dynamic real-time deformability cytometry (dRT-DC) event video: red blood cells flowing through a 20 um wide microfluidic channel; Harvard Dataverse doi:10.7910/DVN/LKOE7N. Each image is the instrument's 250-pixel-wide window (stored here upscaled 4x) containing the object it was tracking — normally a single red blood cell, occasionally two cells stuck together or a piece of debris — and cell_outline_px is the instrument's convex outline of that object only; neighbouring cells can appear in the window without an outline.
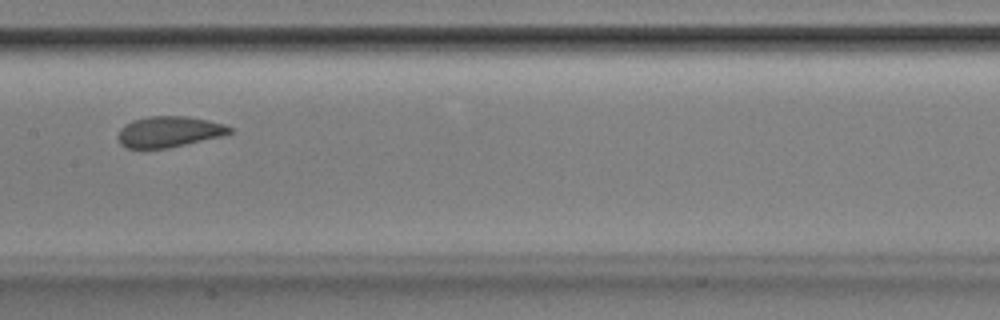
{"species": "Egyptian fruit bat (a non-hibernating species)", "species_latin": "Rousettus aegyptiacus", "temperature_condition": "room temperature", "stored_images_in_passage": 46, "camera_frame_rate_fps": 3000, "um_per_image_px": 0.085, "animal": {"sex": "male"}, "frame": {"image": 1, "passage_image": 25, "time_ms": 8.0, "image_size_px": [1000, 320], "cell_outline_px": [[232, 132], [220, 136], [168, 148], [124, 148], [120, 144], [116, 136], [120, 128], [124, 124], [132, 120], [148, 116], [188, 116], [208, 120], [224, 124], [232, 128]], "centroid_in_image_um": [14.3, 11.19], "position_along_channel_um": 193.1, "area_um2": 20.17}}
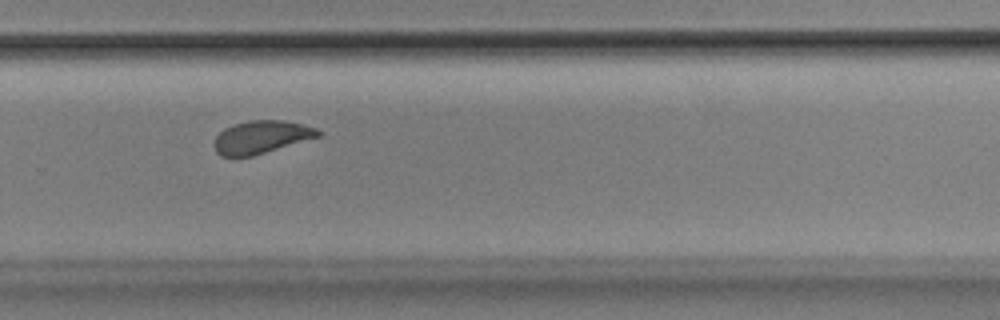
{"frame": {"image": 2, "passage_image": 34, "time_ms": 11.0, "image_size_px": [1000, 320], "cell_outline_px": [[324, 132], [320, 136], [252, 156], [220, 156], [216, 152], [212, 144], [216, 136], [224, 128], [248, 120], [284, 120], [316, 128]], "centroid_in_image_um": [22.19, 11.65], "position_along_channel_um": 307.6, "area_um2": 19.83}}
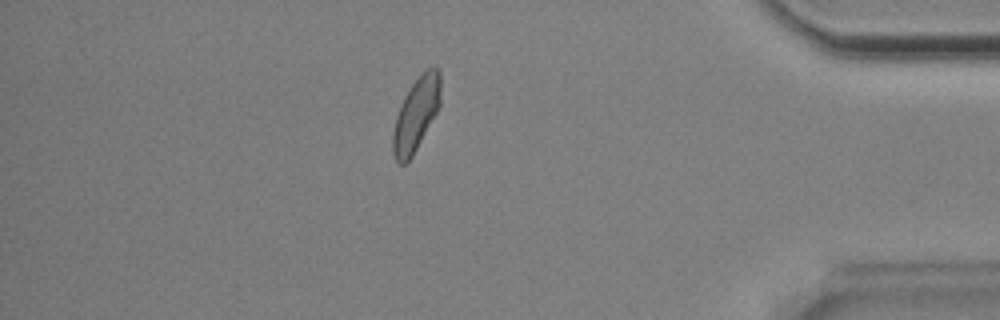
{"frame": {"image": 3, "passage_image": 44, "time_ms": 14.333, "image_size_px": [1000, 320], "cell_outline_px": [[440, 108], [412, 156], [404, 164], [400, 164], [396, 160], [392, 152], [392, 132], [396, 116], [404, 96], [412, 84], [428, 68], [436, 64], [440, 68]], "centroid_in_image_um": [35.38, 9.7], "position_along_channel_um": 399.8, "area_um2": 20.46}, "authors_computed_cell_mechanics": {"area_um2": 20.8658, "velocity_mm_per_s": 3.8376, "shape_relaxation_time_tau1_ms": 3.1123, "shape_relaxation_time_tau2_ms": 1.1708, "deformation_change_tau1": 0.1035, "deformation_change_tau2": 0.0582}}